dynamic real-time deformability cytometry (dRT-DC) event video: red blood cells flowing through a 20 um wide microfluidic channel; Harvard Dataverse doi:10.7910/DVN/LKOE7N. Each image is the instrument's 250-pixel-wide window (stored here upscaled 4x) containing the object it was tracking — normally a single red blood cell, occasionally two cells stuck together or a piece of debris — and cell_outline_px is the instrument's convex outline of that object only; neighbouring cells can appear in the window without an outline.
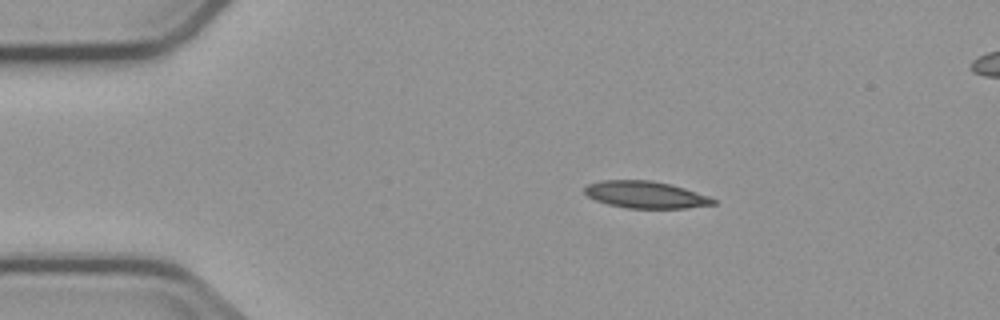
{"species": "common noctule bat (a hibernating species)", "species_latin": "Nyctalus noctula", "temperature_condition": "cold", "stored_images_in_passage": 3, "camera_frame_rate_fps": 3000, "um_per_image_px": 0.085, "animal": {"sex": "male", "body_mass_g": 23.1, "forearm_length_mm": 52.7}, "frame": {"image": 1, "passage_image": 1, "time_ms": 0.0, "image_size_px": [1000, 320], "cell_outline_px": [[716, 204], [688, 208], [628, 208], [608, 204], [596, 200], [588, 196], [584, 192], [584, 188], [588, 184], [600, 180], [652, 180], [684, 188], [708, 196], [716, 200]], "centroid_in_image_um": [54.86, 16.55], "position_along_channel_um": 30.1, "area_um2": 20.11}}
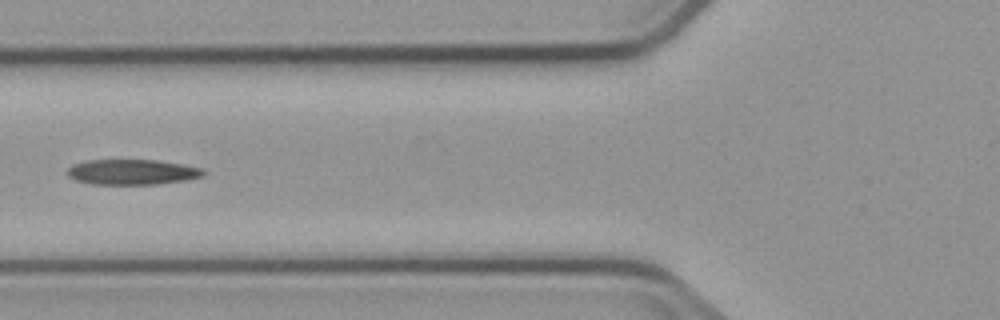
{"frame": {"image": 2, "passage_image": 3, "time_ms": 3.667, "image_size_px": [1000, 320], "cell_outline_px": [[204, 176], [184, 180], [156, 184], [92, 184], [76, 180], [68, 176], [68, 168], [72, 164], [88, 160], [160, 160], [204, 168]], "centroid_in_image_um": [11.24, 14.61], "position_along_channel_um": 114.6, "area_um2": 20.06}}